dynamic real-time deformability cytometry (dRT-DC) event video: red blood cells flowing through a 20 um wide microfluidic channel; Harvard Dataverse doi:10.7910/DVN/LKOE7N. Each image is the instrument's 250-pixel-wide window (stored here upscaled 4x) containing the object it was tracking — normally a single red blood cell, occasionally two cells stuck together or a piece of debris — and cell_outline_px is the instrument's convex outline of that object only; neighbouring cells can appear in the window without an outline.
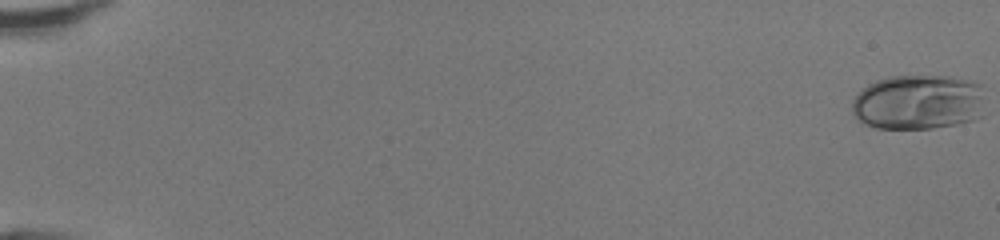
{"species": "human", "species_latin": "Homo sapiens", "temperature_condition": "room temperature", "stored_images_in_passage": 49, "camera_frame_rate_fps": 3000, "um_per_image_px": 0.085, "donor": {"sex": "female"}, "frame": {"image": 1, "passage_image": 1, "time_ms": 0.0, "image_size_px": [1000, 240], "cell_outline_px": [[980, 116], [972, 120], [956, 124], [932, 128], [876, 128], [860, 120], [852, 112], [852, 100], [868, 84], [876, 80], [892, 76], [948, 76], [980, 84]], "centroid_in_image_um": [77.99, 8.68], "position_along_channel_um": 7.0, "area_um2": 41.96}}
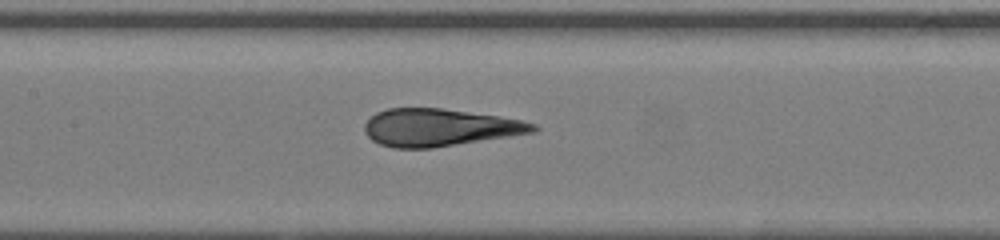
{"frame": {"image": 2, "passage_image": 26, "time_ms": 8.333, "image_size_px": [1000, 240], "cell_outline_px": [[540, 128], [536, 132], [432, 148], [392, 148], [380, 144], [372, 140], [364, 132], [364, 124], [376, 112], [388, 108], [440, 108], [500, 116], [524, 120], [536, 124]], "centroid_in_image_um": [37.37, 10.84], "position_along_channel_um": 170.0, "area_um2": 36.88}}
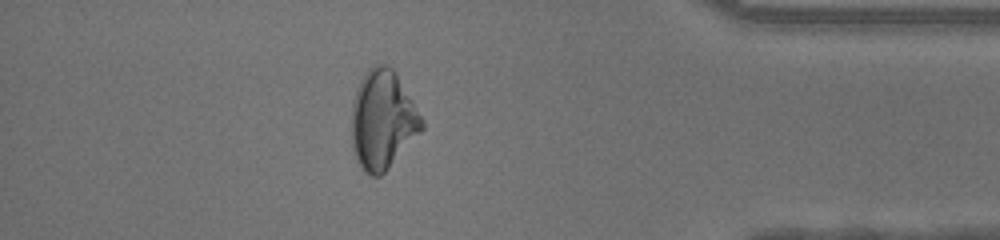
{"frame": {"image": 3, "passage_image": 44, "time_ms": 14.333, "image_size_px": [1000, 240], "cell_outline_px": [[424, 128], [384, 172], [380, 176], [372, 176], [364, 172], [360, 168], [356, 160], [352, 148], [352, 100], [356, 88], [360, 80], [368, 68], [372, 64], [388, 64], [396, 72], [424, 120]], "centroid_in_image_um": [32.51, 10.16], "position_along_channel_um": 402.7, "area_um2": 40.63}, "authors_computed_cell_mechanics": {"area_um2": 38.4948, "velocity_mm_per_s": 4.3389, "shape_relaxation_time_tau1_ms": 8.4795, "shape_relaxation_time_tau2_ms": 0.564, "deformation_change_tau1": 0.2992, "deformation_change_tau2": 0.0694}}